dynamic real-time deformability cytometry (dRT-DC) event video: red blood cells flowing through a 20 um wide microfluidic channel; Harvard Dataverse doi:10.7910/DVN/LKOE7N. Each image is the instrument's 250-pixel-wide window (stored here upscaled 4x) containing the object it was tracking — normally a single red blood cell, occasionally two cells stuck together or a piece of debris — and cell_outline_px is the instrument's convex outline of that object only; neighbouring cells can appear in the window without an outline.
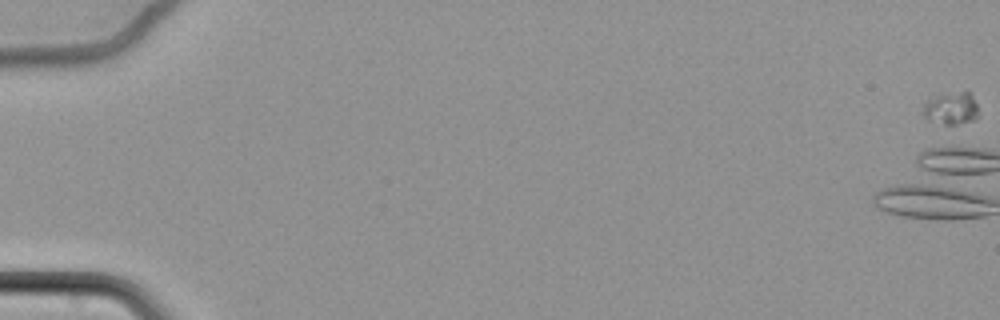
{"species": "common noctule bat (a hibernating species)", "species_latin": "Nyctalus noctula", "temperature_condition": "cold", "stored_images_in_passage": 3, "camera_frame_rate_fps": 3000, "um_per_image_px": 0.085, "animal": {"sex": "female", "body_mass_g": 22.7, "forearm_length_mm": 54.2}, "frame": {"image": 1, "passage_image": 1, "time_ms": 0.0, "image_size_px": [1000, 320], "cell_outline_px": [[980, 116], [976, 120], [956, 124], [944, 124], [928, 120], [924, 116], [924, 104], [928, 100], [936, 96], [960, 92], [972, 92]], "centroid_in_image_um": [80.91, 9.23], "position_along_channel_um": 4.1, "area_um2": 10.4}}